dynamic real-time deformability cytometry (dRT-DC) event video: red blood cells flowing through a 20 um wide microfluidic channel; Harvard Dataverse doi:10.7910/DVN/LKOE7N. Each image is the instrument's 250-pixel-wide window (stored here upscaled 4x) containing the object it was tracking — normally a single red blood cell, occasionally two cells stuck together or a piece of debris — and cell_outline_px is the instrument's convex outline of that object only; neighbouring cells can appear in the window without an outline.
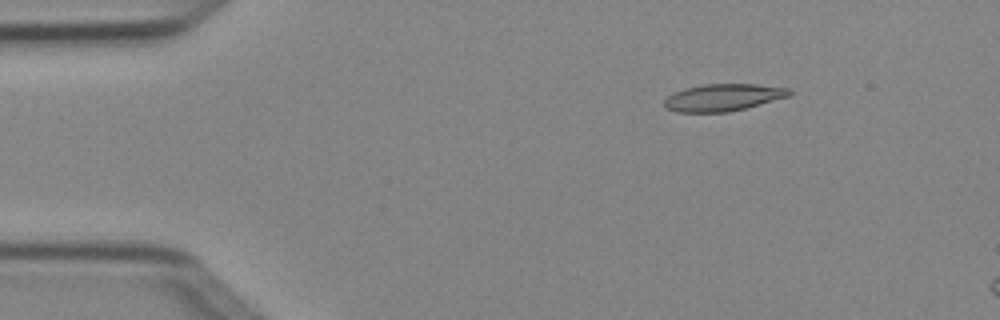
{"species": "Egyptian fruit bat (a non-hibernating species)", "species_latin": "Rousettus aegyptiacus", "temperature_condition": "cold", "stored_images_in_passage": 3, "camera_frame_rate_fps": 3000, "um_per_image_px": 0.085, "animal": {"sex": "female"}, "frame": {"image": 1, "passage_image": 2, "time_ms": 0.333, "image_size_px": [1000, 320], "cell_outline_px": [[792, 92], [788, 96], [744, 108], [728, 112], [676, 112], [664, 108], [664, 100], [668, 96], [684, 88], [704, 84], [756, 84], [788, 88]], "centroid_in_image_um": [61.41, 8.28], "position_along_channel_um": 23.6, "area_um2": 19.54}}